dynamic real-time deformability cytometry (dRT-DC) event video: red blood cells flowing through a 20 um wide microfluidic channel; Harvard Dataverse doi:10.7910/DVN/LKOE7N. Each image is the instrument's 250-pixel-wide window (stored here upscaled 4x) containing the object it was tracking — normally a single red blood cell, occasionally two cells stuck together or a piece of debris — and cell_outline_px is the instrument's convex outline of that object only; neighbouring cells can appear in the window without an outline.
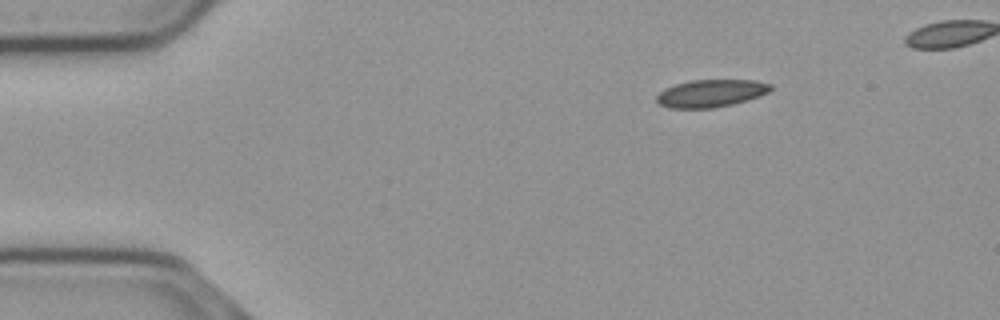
{"species": "common noctule bat (a hibernating species)", "species_latin": "Nyctalus noctula", "temperature_condition": "cold", "stored_images_in_passage": 44, "camera_frame_rate_fps": 3000, "um_per_image_px": 0.085, "animal": {"sex": "male", "body_mass_g": 23.1, "forearm_length_mm": 52.7}, "frame": {"image": 1, "passage_image": 1, "time_ms": 0.0, "image_size_px": [1000, 320], "cell_outline_px": [[772, 88], [768, 92], [760, 96], [748, 100], [732, 104], [712, 108], [668, 108], [660, 104], [656, 100], [656, 96], [664, 88], [676, 84], [692, 80], [756, 80], [772, 84]], "centroid_in_image_um": [60.44, 7.93], "position_along_channel_um": 24.6, "area_um2": 18.32}}
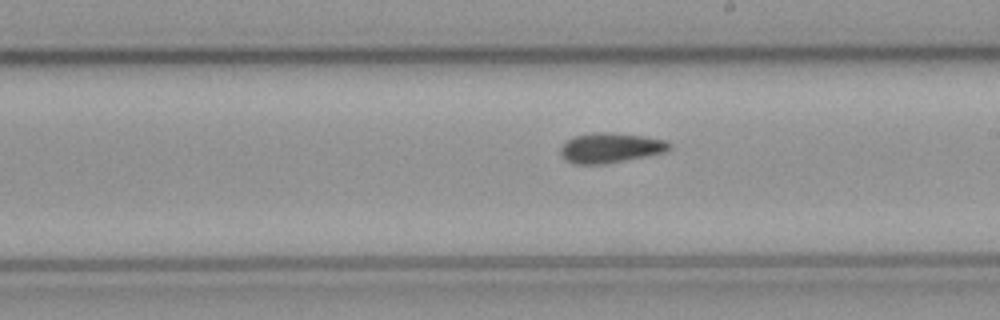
{"frame": {"image": 2, "passage_image": 24, "time_ms": 7.667, "image_size_px": [1000, 320], "cell_outline_px": [[672, 144], [664, 152], [604, 164], [572, 164], [560, 152], [560, 148], [568, 140], [576, 136], [592, 132], [608, 132], [640, 136], [664, 140]], "centroid_in_image_um": [51.86, 12.56], "position_along_channel_um": 237.1, "area_um2": 18.5}}
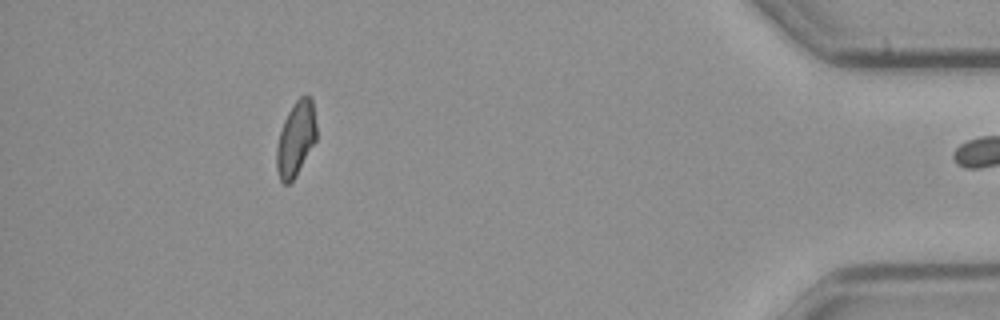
{"frame": {"image": 3, "passage_image": 43, "time_ms": 14.0, "image_size_px": [1000, 320], "cell_outline_px": [[316, 140], [296, 176], [288, 184], [284, 184], [280, 180], [276, 168], [276, 148], [280, 132], [284, 120], [288, 112], [296, 100], [304, 92], [312, 100], [316, 124]], "centroid_in_image_um": [25.14, 11.79], "position_along_channel_um": 410.1, "area_um2": 17.34}}